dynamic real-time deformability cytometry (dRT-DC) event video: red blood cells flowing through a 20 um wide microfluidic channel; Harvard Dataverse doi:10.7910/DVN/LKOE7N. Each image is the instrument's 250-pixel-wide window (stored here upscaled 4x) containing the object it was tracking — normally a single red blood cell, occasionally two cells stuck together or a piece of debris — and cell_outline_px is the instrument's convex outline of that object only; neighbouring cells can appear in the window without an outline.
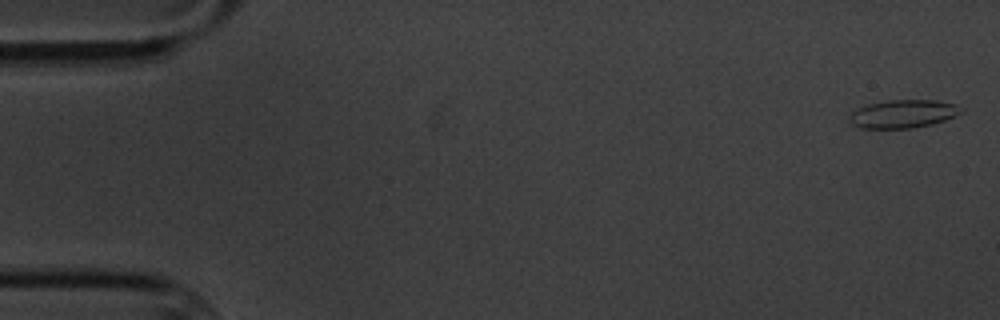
{"species": "common noctule bat (a hibernating species)", "species_latin": "Nyctalus noctula", "temperature_condition": "cold", "stored_images_in_passage": 5, "camera_frame_rate_fps": 3000, "um_per_image_px": 0.085, "animal": {"sex": "male", "body_mass_g": 20.1, "forearm_length_mm": 53.5}, "frame": {"image": 1, "passage_image": 1, "time_ms": 0.0, "image_size_px": [1000, 320], "cell_outline_px": [[964, 112], [944, 120], [932, 124], [912, 128], [864, 128], [852, 124], [848, 116], [852, 112], [868, 104], [888, 100], [936, 100], [956, 104], [964, 108]], "centroid_in_image_um": [76.81, 9.67], "position_along_channel_um": 8.2, "area_um2": 18.26}}
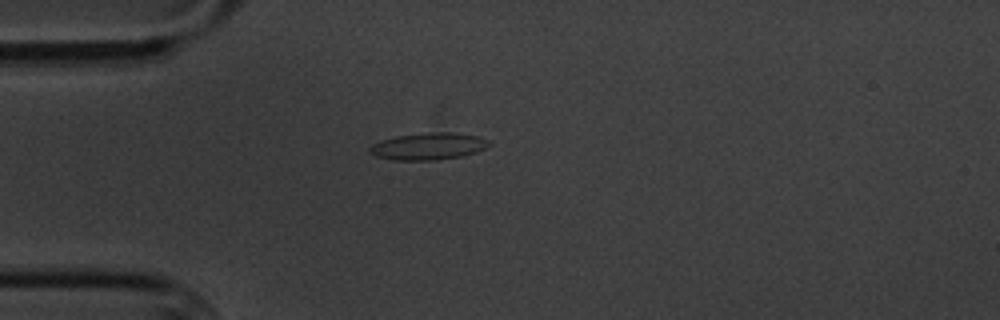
{"frame": {"image": 2, "passage_image": 5, "time_ms": 4.667, "image_size_px": [1000, 320], "cell_outline_px": [[492, 144], [476, 152], [460, 156], [436, 160], [392, 160], [376, 156], [368, 152], [368, 148], [372, 144], [380, 140], [396, 136], [432, 132], [448, 132], [480, 136], [488, 140]], "centroid_in_image_um": [36.38, 12.43], "position_along_channel_um": 48.6, "area_um2": 18.79}}